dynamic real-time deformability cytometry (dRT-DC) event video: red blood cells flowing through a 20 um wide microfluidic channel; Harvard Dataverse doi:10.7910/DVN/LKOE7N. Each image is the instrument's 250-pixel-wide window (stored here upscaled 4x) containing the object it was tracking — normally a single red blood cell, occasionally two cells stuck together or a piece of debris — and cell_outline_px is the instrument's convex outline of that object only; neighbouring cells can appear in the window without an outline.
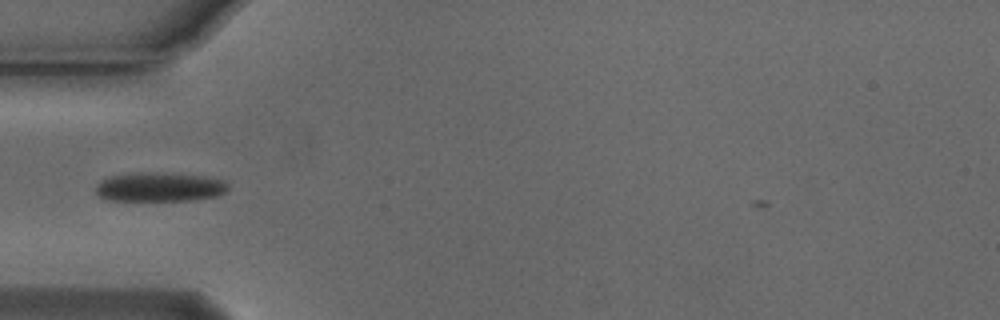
{"species": "Egyptian fruit bat (a non-hibernating species)", "species_latin": "Rousettus aegyptiacus", "temperature_condition": "cold", "stored_images_in_passage": 35, "camera_frame_rate_fps": 3000, "um_per_image_px": 0.085, "animal": {"sex": "male"}, "frame": {"image": 1, "passage_image": 1, "time_ms": 0.0, "image_size_px": [1000, 320], "cell_outline_px": [[228, 188], [224, 192], [216, 196], [192, 200], [104, 200], [96, 192], [96, 184], [100, 180], [108, 176], [136, 172], [156, 172], [204, 176], [224, 180], [228, 184]], "centroid_in_image_um": [13.52, 15.88], "position_along_channel_um": 71.5, "area_um2": 22.6}}
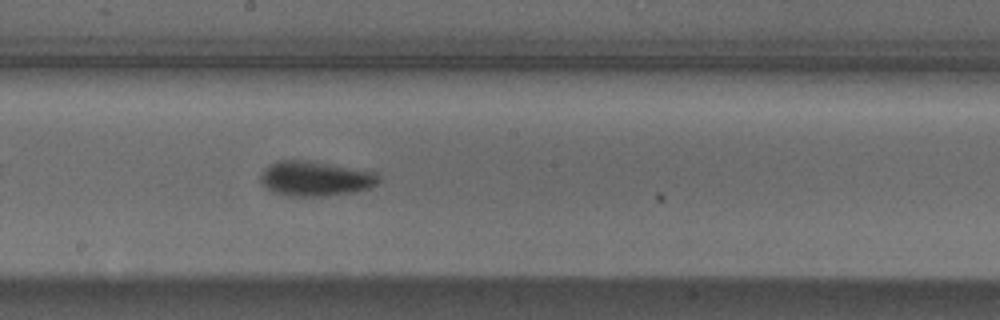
{"frame": {"image": 2, "passage_image": 13, "time_ms": 4.0, "image_size_px": [1000, 320], "cell_outline_px": [[380, 180], [376, 184], [368, 188], [352, 192], [324, 196], [288, 196], [272, 192], [260, 184], [260, 176], [264, 168], [268, 164], [280, 160], [308, 160], [376, 172], [380, 176]], "centroid_in_image_um": [26.75, 15.18], "position_along_channel_um": 221.4, "area_um2": 24.16}}
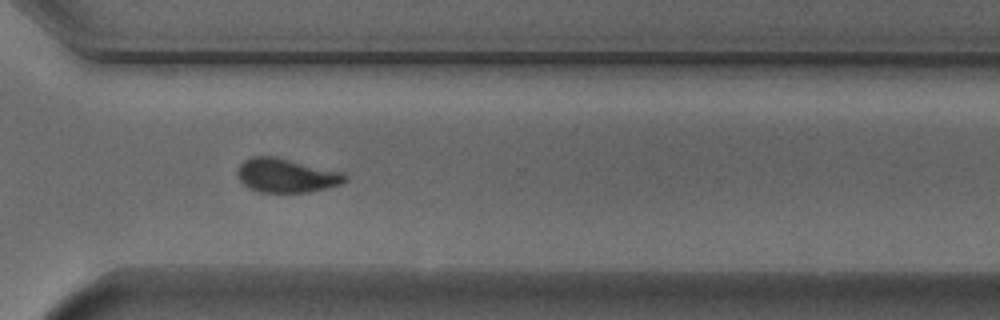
{"frame": {"image": 3, "passage_image": 23, "time_ms": 7.333, "image_size_px": [1000, 320], "cell_outline_px": [[348, 180], [340, 184], [308, 192], [260, 192], [248, 188], [236, 176], [236, 172], [240, 164], [244, 160], [252, 156], [276, 156], [344, 172], [348, 176]], "centroid_in_image_um": [24.33, 14.9], "position_along_channel_um": 346.3, "area_um2": 21.5}}